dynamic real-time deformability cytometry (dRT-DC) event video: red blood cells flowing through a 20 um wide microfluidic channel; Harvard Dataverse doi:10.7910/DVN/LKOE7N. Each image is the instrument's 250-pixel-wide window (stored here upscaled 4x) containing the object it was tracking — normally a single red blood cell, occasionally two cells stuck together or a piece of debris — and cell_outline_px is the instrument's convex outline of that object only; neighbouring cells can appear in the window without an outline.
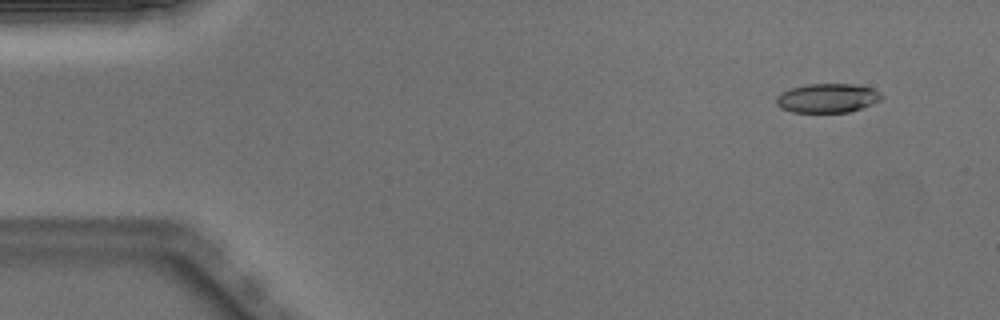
{"species": "Egyptian fruit bat (a non-hibernating species)", "species_latin": "Rousettus aegyptiacus", "temperature_condition": "warm", "stored_images_in_passage": 47, "camera_frame_rate_fps": 3000, "um_per_image_px": 0.085, "animal": {"sex": "male"}, "frame": {"image": 1, "passage_image": 1, "time_ms": 0.0, "image_size_px": [1000, 320], "cell_outline_px": [[884, 96], [880, 100], [872, 104], [848, 112], [792, 112], [780, 108], [776, 104], [776, 96], [792, 88], [808, 84], [856, 84], [872, 88], [880, 92]], "centroid_in_image_um": [70.35, 8.34], "position_along_channel_um": 14.7, "area_um2": 17.8}}
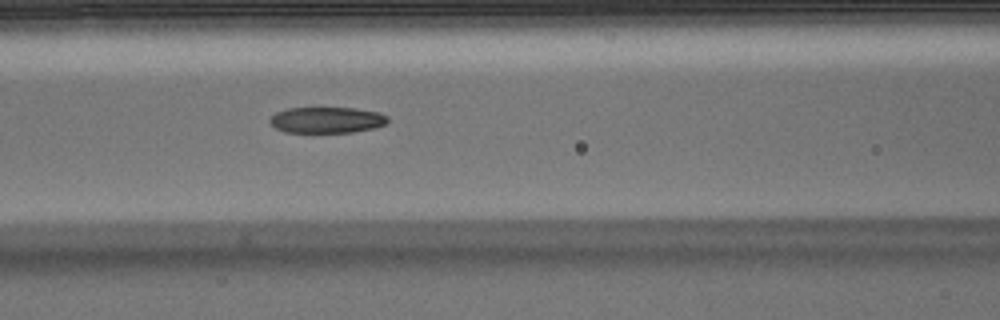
{"frame": {"image": 2, "passage_image": 18, "time_ms": 5.667, "image_size_px": [1000, 320], "cell_outline_px": [[388, 124], [372, 128], [352, 132], [284, 132], [276, 128], [268, 120], [276, 112], [288, 108], [356, 108], [380, 112], [388, 116]], "centroid_in_image_um": [27.8, 10.19], "position_along_channel_um": 138.8, "area_um2": 17.92}}
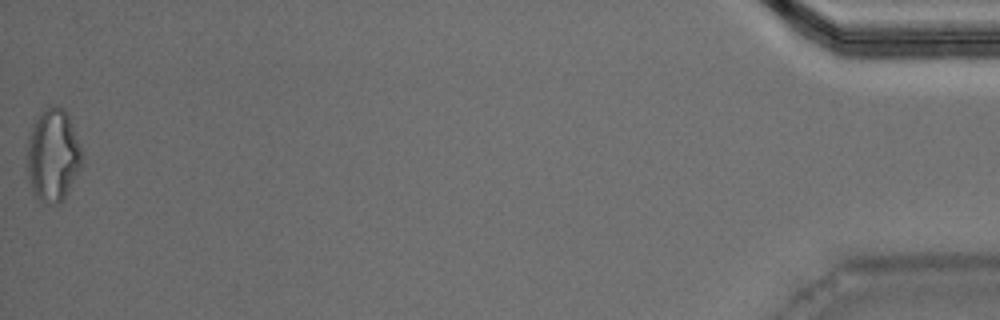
{"frame": {"image": 3, "passage_image": 47, "time_ms": 15.333, "image_size_px": [1000, 320], "cell_outline_px": [[84, 160], [68, 192], [60, 204], [44, 204], [32, 192], [24, 168], [28, 136], [32, 124], [52, 104], [56, 104], [64, 108], [68, 116], [80, 148]], "centroid_in_image_um": [4.45, 13.25], "position_along_channel_um": 430.8, "area_um2": 30.06}, "authors_computed_cell_mechanics": {"area_um2": 18.9584, "velocity_mm_per_s": 4.0242, "shape_relaxation_time_tau1_ms": 7.04, "shape_relaxation_time_tau2_ms": 3.5631, "deformation_change_tau1": 0.2033, "deformation_change_tau2": 0.1234}}